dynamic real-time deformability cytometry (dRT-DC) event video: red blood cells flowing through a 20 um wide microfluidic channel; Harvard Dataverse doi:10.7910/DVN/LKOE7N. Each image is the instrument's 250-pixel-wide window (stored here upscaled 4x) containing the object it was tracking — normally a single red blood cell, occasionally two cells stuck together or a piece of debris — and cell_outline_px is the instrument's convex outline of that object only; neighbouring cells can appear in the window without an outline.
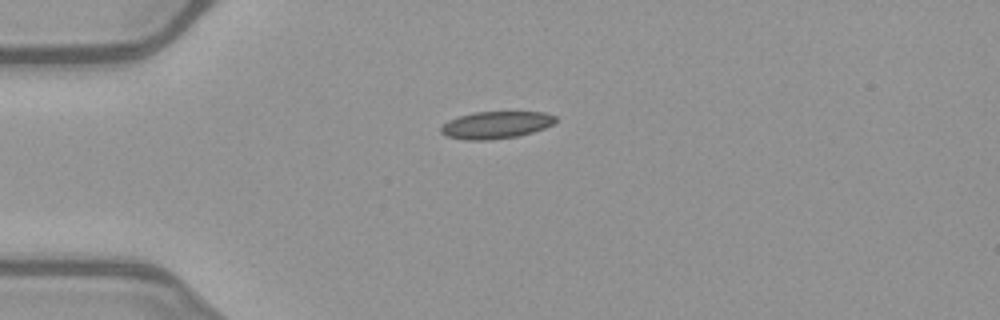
{"species": "common noctule bat (a hibernating species)", "species_latin": "Nyctalus noctula", "temperature_condition": "warm", "stored_images_in_passage": 39, "camera_frame_rate_fps": 3000, "um_per_image_px": 0.085, "animal": {"sex": "female", "body_mass_g": 21.9}, "frame": {"image": 1, "passage_image": 1, "time_ms": 0.0, "image_size_px": [1000, 320], "cell_outline_px": [[556, 120], [552, 124], [544, 128], [532, 132], [516, 136], [488, 140], [464, 140], [448, 136], [440, 132], [440, 128], [448, 120], [460, 116], [476, 112], [544, 112], [556, 116]], "centroid_in_image_um": [42.15, 10.62], "position_along_channel_um": 42.9, "area_um2": 17.98}}
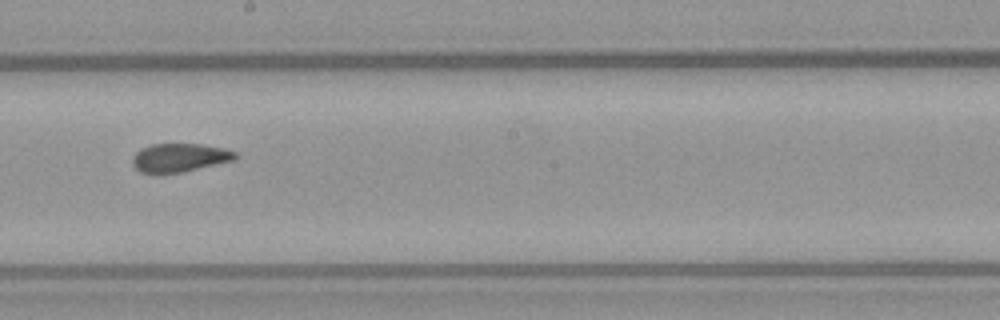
{"frame": {"image": 2, "passage_image": 17, "time_ms": 5.333, "image_size_px": [1000, 320], "cell_outline_px": [[236, 160], [180, 172], [156, 176], [152, 176], [140, 172], [132, 164], [132, 156], [140, 148], [152, 144], [204, 144], [224, 148], [236, 152]], "centroid_in_image_um": [15.2, 13.42], "position_along_channel_um": 233.0, "area_um2": 17.57}}
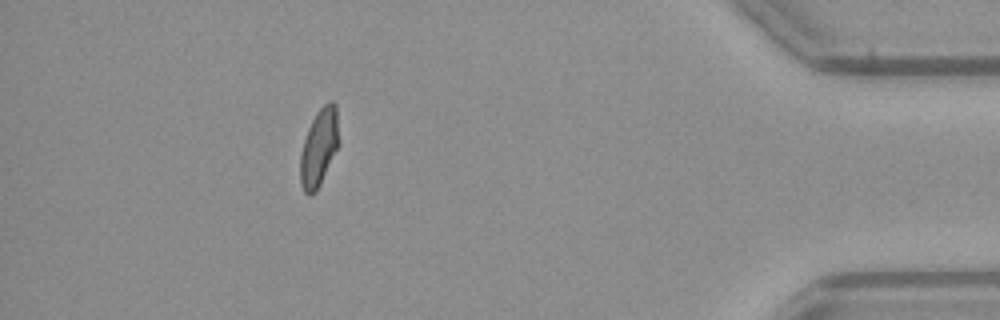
{"frame": {"image": 3, "passage_image": 34, "time_ms": 11.0, "image_size_px": [1000, 320], "cell_outline_px": [[336, 148], [320, 184], [316, 192], [312, 196], [308, 196], [304, 192], [300, 184], [300, 152], [308, 128], [316, 112], [328, 100], [332, 100], [336, 104]], "centroid_in_image_um": [27.05, 12.57], "position_along_channel_um": 408.2, "area_um2": 16.88}, "authors_computed_cell_mechanics": {"area_um2": 17.5712, "velocity_mm_per_s": 4.0348, "shape_relaxation_time_tau1_ms": 5.1451, "shape_relaxation_time_tau2_ms": 1.2173, "deformation_change_tau1": 0.1509, "deformation_change_tau2": 0.0778}}